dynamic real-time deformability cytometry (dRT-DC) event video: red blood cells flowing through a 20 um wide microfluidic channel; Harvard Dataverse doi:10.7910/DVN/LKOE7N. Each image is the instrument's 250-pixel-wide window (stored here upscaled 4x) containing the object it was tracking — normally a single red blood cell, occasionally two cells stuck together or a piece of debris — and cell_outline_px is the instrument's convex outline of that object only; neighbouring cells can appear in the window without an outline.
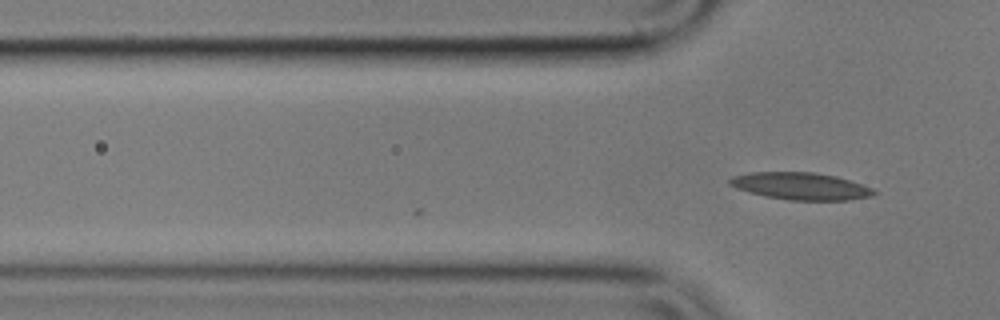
{"species": "common noctule bat (a hibernating species)", "species_latin": "Nyctalus noctula", "temperature_condition": "cold", "stored_images_in_passage": 2, "camera_frame_rate_fps": 3000, "um_per_image_px": 0.085, "animal": {"sex": "male", "body_mass_g": 17.9}, "frame": {"image": 1, "passage_image": 2, "time_ms": 0.333, "image_size_px": [1000, 320], "cell_outline_px": [[876, 192], [872, 196], [848, 200], [792, 200], [764, 196], [748, 192], [736, 188], [728, 184], [728, 180], [732, 176], [748, 172], [812, 172], [836, 176], [872, 188]], "centroid_in_image_um": [68.0, 15.81], "position_along_channel_um": 57.8, "area_um2": 22.77}}